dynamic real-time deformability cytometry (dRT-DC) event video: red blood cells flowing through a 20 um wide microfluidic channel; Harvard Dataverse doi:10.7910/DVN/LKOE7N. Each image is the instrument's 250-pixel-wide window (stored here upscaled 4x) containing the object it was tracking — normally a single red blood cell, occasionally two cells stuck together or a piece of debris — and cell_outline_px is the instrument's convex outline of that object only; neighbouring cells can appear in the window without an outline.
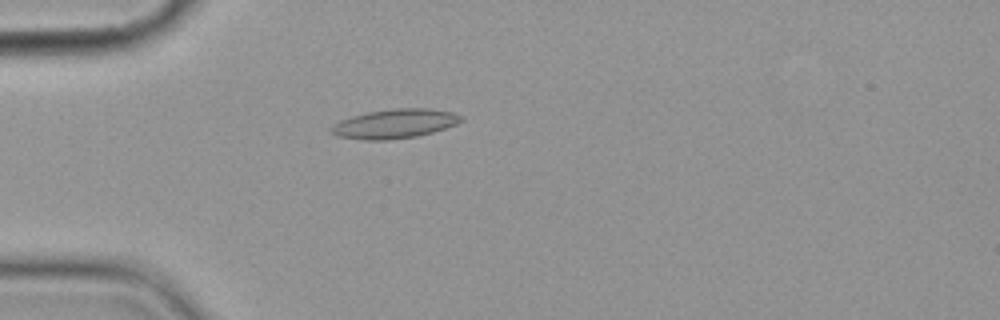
{"species": "common noctule bat (a hibernating species)", "species_latin": "Nyctalus noctula", "temperature_condition": "cold", "stored_images_in_passage": 5, "camera_frame_rate_fps": 3000, "um_per_image_px": 0.085, "animal": {"sex": "female", "body_mass_g": 19.9}, "frame": {"image": 1, "passage_image": 5, "time_ms": 4.667, "image_size_px": [1000, 320], "cell_outline_px": [[464, 120], [456, 124], [432, 132], [416, 136], [388, 140], [364, 140], [336, 136], [328, 132], [328, 128], [332, 124], [340, 120], [352, 116], [368, 112], [392, 108], [428, 108], [452, 112], [464, 116]], "centroid_in_image_um": [33.5, 10.51], "position_along_channel_um": 51.5, "area_um2": 22.37}}